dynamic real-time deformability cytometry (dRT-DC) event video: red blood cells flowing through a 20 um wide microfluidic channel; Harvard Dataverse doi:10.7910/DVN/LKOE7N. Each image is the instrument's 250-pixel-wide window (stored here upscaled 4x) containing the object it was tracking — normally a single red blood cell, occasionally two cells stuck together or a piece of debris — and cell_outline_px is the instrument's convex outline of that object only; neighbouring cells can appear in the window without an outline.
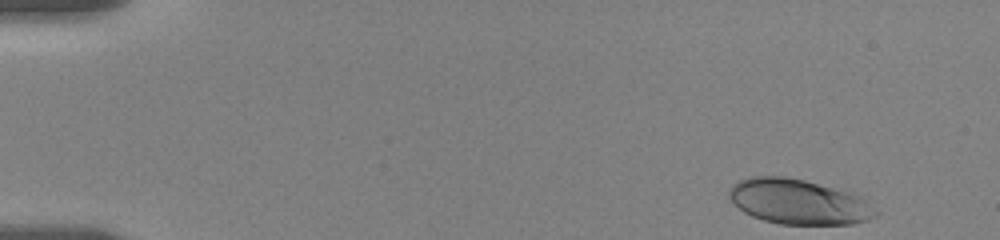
{"species": "human", "species_latin": "Homo sapiens", "temperature_condition": "room temperature", "stored_images_in_passage": 46, "camera_frame_rate_fps": 3000, "um_per_image_px": 0.085, "donor": {"sex": "female"}, "frame": {"image": 1, "passage_image": 1, "time_ms": 0.0, "image_size_px": [1000, 240], "cell_outline_px": [[880, 212], [876, 216], [868, 220], [852, 224], [780, 224], [764, 220], [752, 216], [744, 212], [728, 196], [728, 188], [732, 184], [748, 176], [784, 176], [804, 180], [852, 192], [860, 196]], "centroid_in_image_um": [67.89, 17.14], "position_along_channel_um": 17.1, "area_um2": 38.61}}
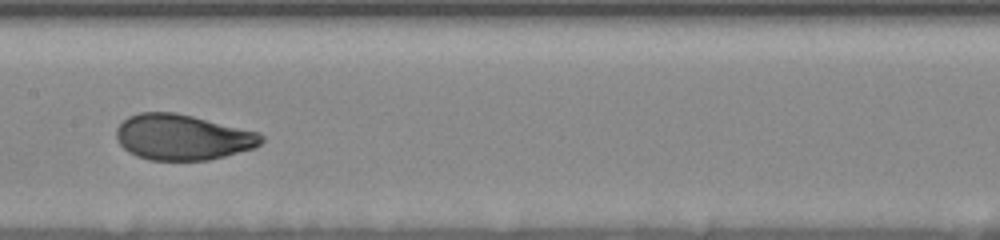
{"frame": {"image": 2, "passage_image": 26, "time_ms": 8.333, "image_size_px": [1000, 240], "cell_outline_px": [[264, 140], [256, 148], [208, 160], [148, 160], [136, 156], [128, 152], [120, 144], [116, 136], [116, 128], [128, 116], [140, 112], [176, 112], [260, 132], [264, 136]], "centroid_in_image_um": [15.53, 11.66], "position_along_channel_um": 191.9, "area_um2": 38.78}}
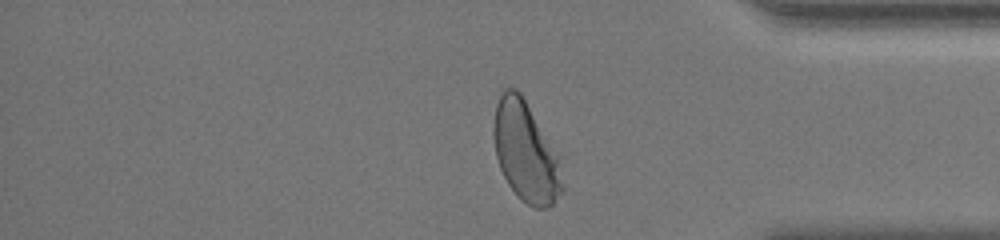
{"frame": {"image": 3, "passage_image": 44, "time_ms": 14.333, "image_size_px": [1000, 240], "cell_outline_px": [[564, 192], [548, 208], [536, 208], [528, 204], [508, 184], [500, 168], [496, 156], [492, 136], [492, 132], [496, 104], [504, 88], [516, 88], [520, 92], [556, 156], [564, 188]], "centroid_in_image_um": [44.63, 12.92], "position_along_channel_um": 390.6, "area_um2": 38.78}, "authors_computed_cell_mechanics": {"area_um2": 38.8416, "velocity_mm_per_s": 3.5325, "shape_relaxation_time_tau1_ms": 4.0852, "shape_relaxation_time_tau2_ms": null, "deformation_change_tau1": 0.1692, "deformation_change_tau2": null}}